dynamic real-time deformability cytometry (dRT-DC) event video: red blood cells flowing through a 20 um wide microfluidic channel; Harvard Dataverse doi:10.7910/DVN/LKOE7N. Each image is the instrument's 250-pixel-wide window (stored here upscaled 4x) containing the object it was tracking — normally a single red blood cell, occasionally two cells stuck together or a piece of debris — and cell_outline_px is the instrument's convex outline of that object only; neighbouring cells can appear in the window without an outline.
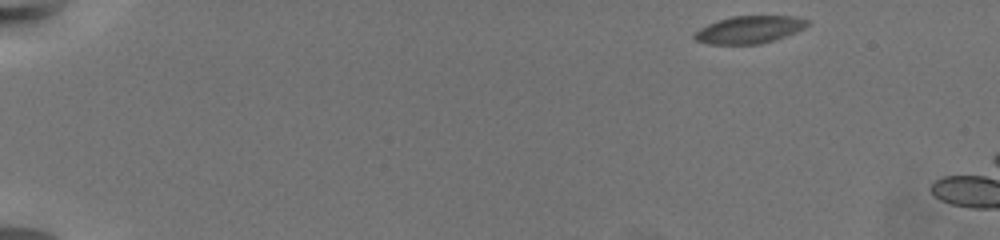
{"species": "common noctule bat (a hibernating species)", "species_latin": "Nyctalus noctula", "temperature_condition": "warm", "stored_images_in_passage": 9, "camera_frame_rate_fps": 3000, "um_per_image_px": 0.085, "animal": {"sex": "female", "body_mass_g": 19.5, "forearm_length_mm": 54.1}, "frame": {"image": 1, "passage_image": 1, "time_ms": 0.0, "image_size_px": [1000, 240], "cell_outline_px": [[812, 24], [796, 32], [776, 40], [760, 44], [708, 44], [696, 40], [692, 36], [700, 28], [708, 24], [732, 16], [796, 16], [812, 20]], "centroid_in_image_um": [63.77, 2.51], "position_along_channel_um": 21.2, "area_um2": 18.26}}